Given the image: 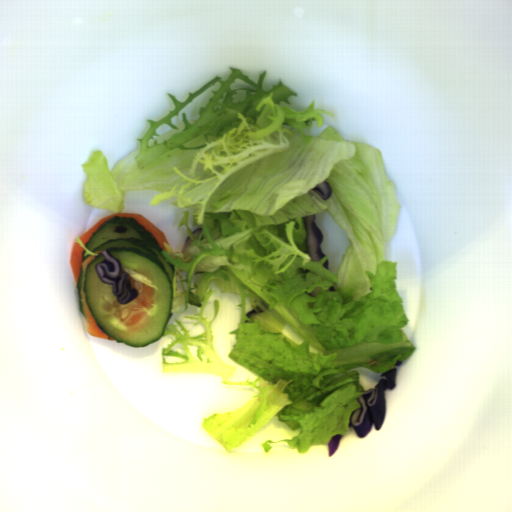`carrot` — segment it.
<instances>
[{
  "instance_id": "b8716197",
  "label": "carrot",
  "mask_w": 512,
  "mask_h": 512,
  "mask_svg": "<svg viewBox=\"0 0 512 512\" xmlns=\"http://www.w3.org/2000/svg\"><path fill=\"white\" fill-rule=\"evenodd\" d=\"M112 216H120V217H133L134 219H136L138 222H140L155 238L156 240L159 242V244L162 246L163 250L166 249L164 247V242H166L169 246H170V243L167 239V237L165 236L164 232L158 227L156 226L155 224H153L152 222H150L149 220H147L145 217H143L142 215H138V214H135V213H125V212H113L111 214H109L108 216L104 217L103 219H101L100 221H98L97 223H95L93 226H91L88 230H86L85 232H83L81 235H80V239L81 241L84 243V245L86 246L89 238L91 237V235L105 222L107 221L109 218H111Z\"/></svg>"
},
{
  "instance_id": "cead05ca",
  "label": "carrot",
  "mask_w": 512,
  "mask_h": 512,
  "mask_svg": "<svg viewBox=\"0 0 512 512\" xmlns=\"http://www.w3.org/2000/svg\"><path fill=\"white\" fill-rule=\"evenodd\" d=\"M95 258H96V256L88 255L87 258L85 260H83L80 265V301L82 304L83 318H84L86 332L90 336L106 339L109 341H116V340L110 338L109 336L105 335L102 332V330L98 327L97 323L95 322L94 318L92 317V315L86 305L85 293L83 291L84 274H85L86 267Z\"/></svg>"
},
{
  "instance_id": "1c9b5961",
  "label": "carrot",
  "mask_w": 512,
  "mask_h": 512,
  "mask_svg": "<svg viewBox=\"0 0 512 512\" xmlns=\"http://www.w3.org/2000/svg\"><path fill=\"white\" fill-rule=\"evenodd\" d=\"M84 250L85 249L82 248L78 243H76V240H74L70 251L69 263L76 285L78 282L79 273L82 265V254Z\"/></svg>"
}]
</instances>
